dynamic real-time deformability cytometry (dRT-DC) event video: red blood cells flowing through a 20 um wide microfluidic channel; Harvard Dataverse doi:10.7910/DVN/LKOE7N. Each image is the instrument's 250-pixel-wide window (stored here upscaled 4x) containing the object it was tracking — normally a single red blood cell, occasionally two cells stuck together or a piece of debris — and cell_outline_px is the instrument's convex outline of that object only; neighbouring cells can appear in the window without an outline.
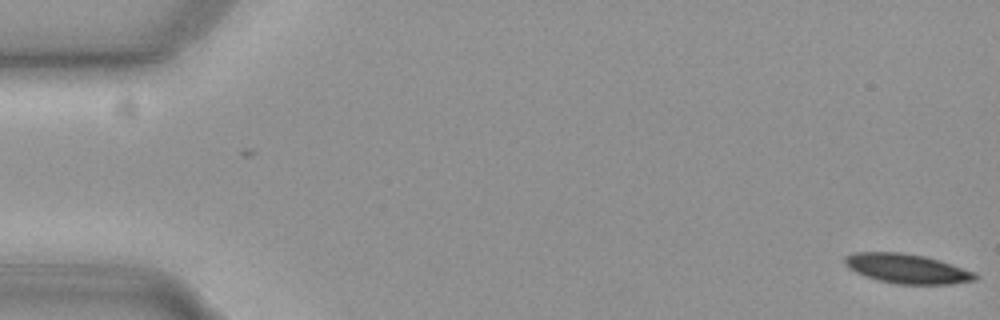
{"species": "common noctule bat (a hibernating species)", "species_latin": "Nyctalus noctula", "temperature_condition": "cold", "stored_images_in_passage": 2, "camera_frame_rate_fps": 3000, "um_per_image_px": 0.085, "animal": {"sex": "female", "body_mass_g": 19.3, "forearm_length_mm": 54.1}, "frame": {"image": 1, "passage_image": 2, "time_ms": 0.333, "image_size_px": [1000, 320], "cell_outline_px": [[980, 276], [976, 280], [948, 284], [896, 284], [864, 276], [848, 268], [844, 264], [844, 256], [852, 252], [900, 252], [924, 256], [940, 260], [976, 272]], "centroid_in_image_um": [77.1, 22.83], "position_along_channel_um": 7.9, "area_um2": 22.6}}